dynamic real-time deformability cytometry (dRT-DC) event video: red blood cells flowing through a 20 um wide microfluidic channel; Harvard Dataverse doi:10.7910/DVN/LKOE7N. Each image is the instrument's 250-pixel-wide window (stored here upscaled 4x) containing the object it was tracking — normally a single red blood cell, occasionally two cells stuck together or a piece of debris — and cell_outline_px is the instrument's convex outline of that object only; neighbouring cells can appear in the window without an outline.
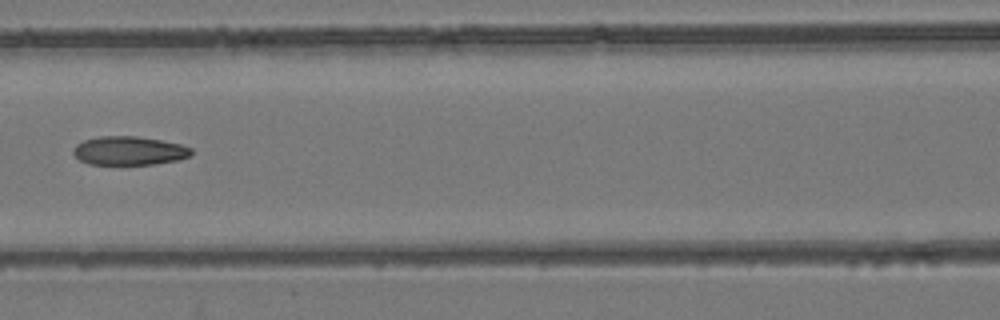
{"species": "common noctule bat (a hibernating species)", "species_latin": "Nyctalus noctula", "temperature_condition": "room temperature", "stored_images_in_passage": 5, "camera_frame_rate_fps": 3000, "um_per_image_px": 0.085, "animal": {"sex": "female", "body_mass_g": 24.6, "forearm_length_mm": 56.2}, "frame": {"image": 1, "passage_image": 5, "time_ms": 5.333, "image_size_px": [1000, 320], "cell_outline_px": [[192, 152], [188, 156], [176, 160], [152, 164], [88, 164], [80, 160], [72, 152], [72, 148], [76, 144], [84, 140], [100, 136], [136, 136], [160, 140], [180, 144], [192, 148]], "centroid_in_image_um": [10.93, 12.8], "position_along_channel_um": 155.7, "area_um2": 19.59}}